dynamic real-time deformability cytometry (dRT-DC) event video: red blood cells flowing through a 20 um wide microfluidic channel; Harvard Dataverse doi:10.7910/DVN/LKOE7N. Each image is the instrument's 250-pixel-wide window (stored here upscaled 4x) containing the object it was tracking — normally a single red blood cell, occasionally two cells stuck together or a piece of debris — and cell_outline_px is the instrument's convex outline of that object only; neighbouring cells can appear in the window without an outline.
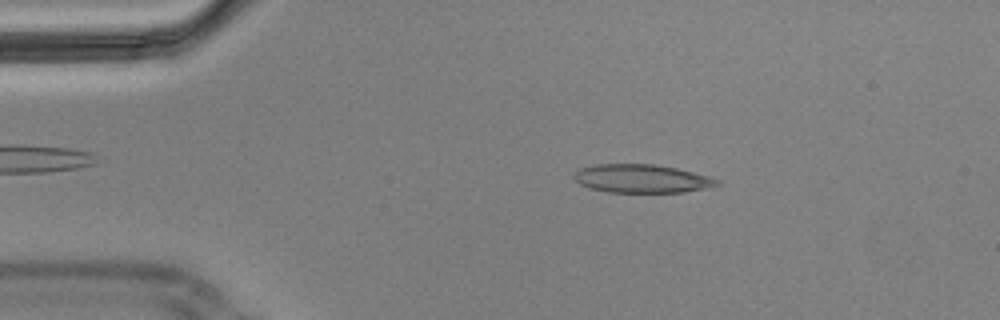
{"species": "Egyptian fruit bat (a non-hibernating species)", "species_latin": "Rousettus aegyptiacus", "temperature_condition": "cold", "stored_images_in_passage": 5, "camera_frame_rate_fps": 3000, "um_per_image_px": 0.085, "animal": {"sex": "male"}, "frame": {"image": 1, "passage_image": 2, "time_ms": 0.333, "image_size_px": [1000, 320], "cell_outline_px": [[720, 184], [704, 188], [684, 192], [608, 192], [592, 188], [580, 184], [572, 176], [580, 168], [596, 164], [656, 164], [676, 168], [712, 176], [720, 180]], "centroid_in_image_um": [54.58, 15.17], "position_along_channel_um": 30.4, "area_um2": 23.64}}